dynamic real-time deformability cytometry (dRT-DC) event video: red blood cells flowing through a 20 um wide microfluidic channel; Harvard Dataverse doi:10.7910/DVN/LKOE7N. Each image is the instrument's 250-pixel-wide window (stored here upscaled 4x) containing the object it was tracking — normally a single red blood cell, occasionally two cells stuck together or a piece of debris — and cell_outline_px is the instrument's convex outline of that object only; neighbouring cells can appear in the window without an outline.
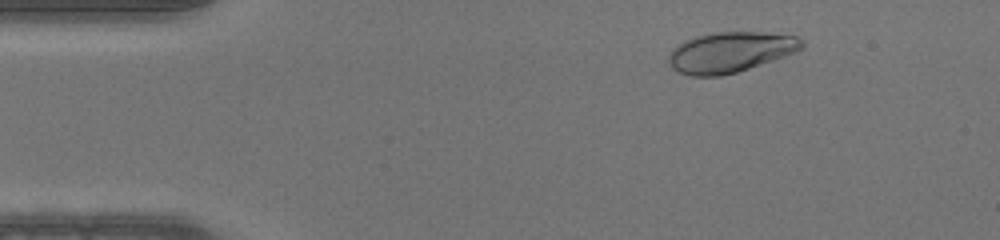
{"species": "human", "species_latin": "Homo sapiens", "temperature_condition": "warm", "stored_images_in_passage": 46, "camera_frame_rate_fps": 3000, "um_per_image_px": 0.085, "donor": {"sex": "male"}, "frame": {"image": 1, "passage_image": 6, "time_ms": 1.667, "image_size_px": [1000, 240], "cell_outline_px": [[804, 48], [796, 52], [736, 72], [720, 76], [692, 76], [680, 72], [672, 68], [668, 60], [668, 56], [672, 48], [676, 44], [684, 40], [696, 36], [716, 32], [764, 32], [796, 36], [804, 40]], "centroid_in_image_um": [62.06, 4.42], "position_along_channel_um": 22.9, "area_um2": 31.39}}
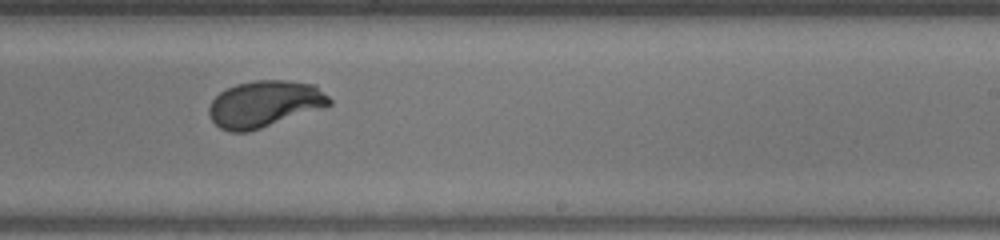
{"frame": {"image": 2, "passage_image": 28, "time_ms": 9.0, "image_size_px": [1000, 240], "cell_outline_px": [[332, 104], [324, 108], [248, 132], [232, 132], [220, 128], [212, 120], [208, 112], [208, 108], [212, 100], [220, 92], [236, 84], [256, 80], [284, 80], [316, 84], [332, 100]], "centroid_in_image_um": [22.51, 8.83], "position_along_channel_um": 266.5, "area_um2": 32.71}}
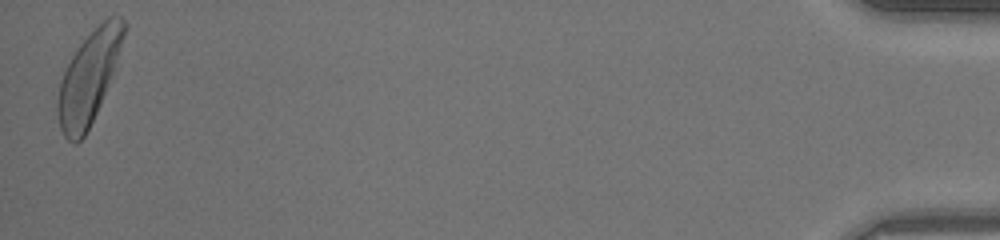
{"frame": {"image": 3, "passage_image": 46, "time_ms": 15.0, "image_size_px": [1000, 240], "cell_outline_px": [[128, 28], [112, 72], [96, 112], [84, 136], [76, 144], [68, 140], [64, 136], [60, 128], [56, 108], [56, 104], [60, 80], [72, 56], [80, 44], [108, 16], [120, 16], [128, 24]], "centroid_in_image_um": [7.53, 6.58], "position_along_channel_um": 427.7, "area_um2": 34.62}}